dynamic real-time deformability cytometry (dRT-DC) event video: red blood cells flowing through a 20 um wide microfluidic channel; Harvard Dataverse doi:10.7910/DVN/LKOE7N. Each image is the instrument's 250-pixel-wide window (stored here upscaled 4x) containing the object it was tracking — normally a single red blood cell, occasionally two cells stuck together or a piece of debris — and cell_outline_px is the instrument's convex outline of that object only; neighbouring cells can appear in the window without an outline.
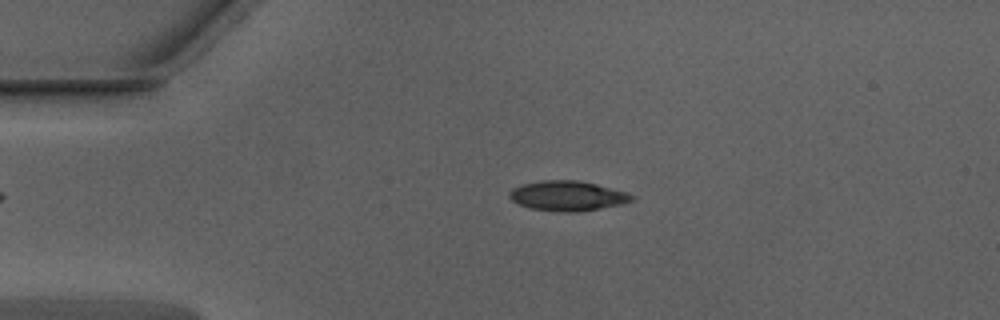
{"species": "Egyptian fruit bat (a non-hibernating species)", "species_latin": "Rousettus aegyptiacus", "temperature_condition": "warm", "stored_images_in_passage": 47, "camera_frame_rate_fps": 3000, "um_per_image_px": 0.085, "animal": {"sex": "male"}, "frame": {"image": 1, "passage_image": 7, "time_ms": 2.0, "image_size_px": [1000, 320], "cell_outline_px": [[636, 200], [624, 204], [576, 212], [564, 212], [528, 208], [512, 200], [508, 196], [508, 192], [512, 188], [524, 184], [540, 180], [580, 180], [628, 192], [636, 196]], "centroid_in_image_um": [48.28, 16.64], "position_along_channel_um": 36.7, "area_um2": 21.56}}
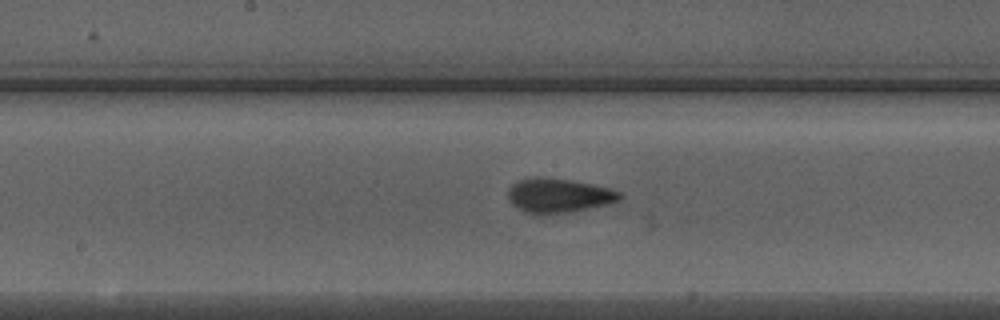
{"frame": {"image": 2, "passage_image": 22, "time_ms": 7.0, "image_size_px": [1000, 320], "cell_outline_px": [[624, 196], [620, 200], [608, 204], [568, 212], [544, 216], [536, 216], [524, 212], [516, 208], [508, 200], [508, 188], [512, 184], [520, 180], [536, 176], [540, 176], [572, 180], [612, 188], [620, 192]], "centroid_in_image_um": [47.46, 16.63], "position_along_channel_um": 200.7, "area_um2": 22.95}}
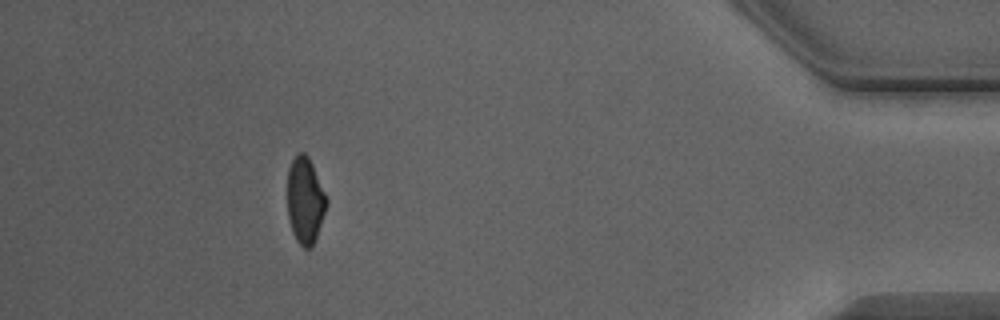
{"frame": {"image": 3, "passage_image": 42, "time_ms": 13.667, "image_size_px": [1000, 320], "cell_outline_px": [[328, 204], [312, 248], [304, 248], [296, 240], [292, 232], [288, 216], [288, 168], [292, 160], [300, 152], [304, 152], [308, 156], [312, 164], [328, 200]], "centroid_in_image_um": [25.94, 17.05], "position_along_channel_um": 409.3, "area_um2": 19.59}, "authors_computed_cell_mechanics": {"area_um2": 20.808, "velocity_mm_per_s": 3.9971, "shape_relaxation_time_tau1_ms": 3.6895, "shape_relaxation_time_tau2_ms": 1.3194, "deformation_change_tau1": 0.1384, "deformation_change_tau2": 0.0756}}